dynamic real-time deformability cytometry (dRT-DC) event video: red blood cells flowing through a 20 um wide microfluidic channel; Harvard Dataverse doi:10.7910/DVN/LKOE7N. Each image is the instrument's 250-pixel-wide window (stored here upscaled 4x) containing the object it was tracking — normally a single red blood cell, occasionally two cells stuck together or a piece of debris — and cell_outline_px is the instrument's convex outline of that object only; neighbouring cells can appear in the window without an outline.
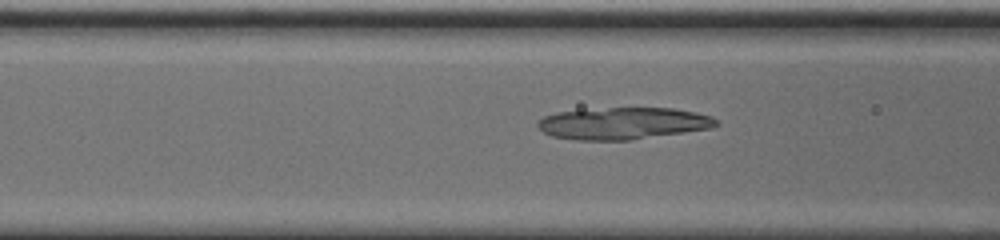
{"species": "common noctule bat (a hibernating species)", "species_latin": "Nyctalus noctula", "temperature_condition": "cold", "stored_images_in_passage": 53, "camera_frame_rate_fps": 3000, "um_per_image_px": 0.085, "animal": {"sex": "male", "body_mass_g": 20.0, "forearm_length_mm": 53.3}, "frame": {"image": 1, "passage_image": 19, "time_ms": 6.0, "image_size_px": [1000, 240], "cell_outline_px": [[720, 124], [712, 128], [628, 140], [576, 140], [552, 136], [544, 132], [536, 124], [544, 116], [556, 112], [608, 108], [672, 108], [696, 112], [712, 116]], "centroid_in_image_um": [52.98, 10.48], "position_along_channel_um": 113.6, "area_um2": 33.0}}
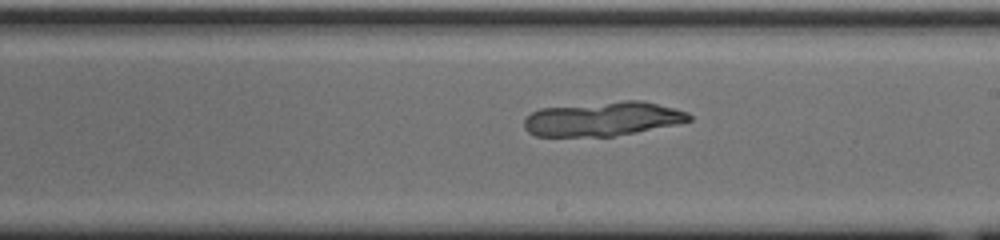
{"frame": {"image": 2, "passage_image": 29, "time_ms": 9.333, "image_size_px": [1000, 240], "cell_outline_px": [[692, 120], [680, 124], [636, 132], [612, 136], [536, 136], [528, 132], [524, 128], [524, 120], [532, 112], [540, 108], [624, 100], [644, 100], [688, 112], [692, 116]], "centroid_in_image_um": [51.27, 10.1], "position_along_channel_um": 237.7, "area_um2": 33.06}}
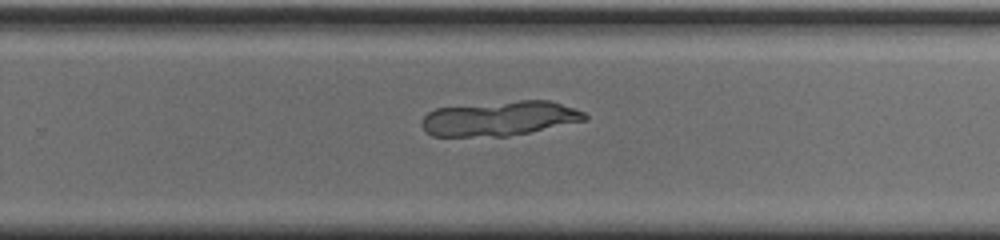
{"frame": {"image": 3, "passage_image": 33, "time_ms": 10.667, "image_size_px": [1000, 240], "cell_outline_px": [[588, 116], [584, 120], [528, 132], [508, 136], [432, 136], [424, 132], [420, 124], [424, 116], [428, 112], [436, 108], [520, 100], [548, 100], [576, 108], [584, 112]], "centroid_in_image_um": [42.42, 10.06], "position_along_channel_um": 287.4, "area_um2": 32.71}}